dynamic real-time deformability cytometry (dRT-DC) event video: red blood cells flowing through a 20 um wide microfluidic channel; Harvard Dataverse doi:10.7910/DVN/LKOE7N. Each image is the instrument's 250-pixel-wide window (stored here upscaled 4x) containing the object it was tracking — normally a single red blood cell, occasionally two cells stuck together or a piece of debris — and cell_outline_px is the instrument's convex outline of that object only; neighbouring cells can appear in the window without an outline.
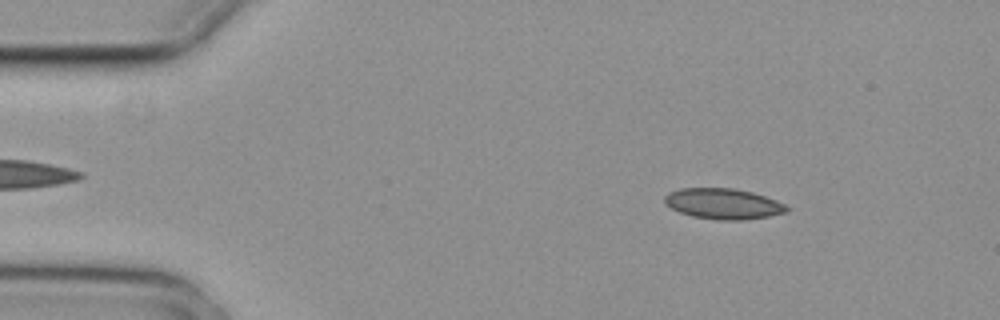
{"species": "common noctule bat (a hibernating species)", "species_latin": "Nyctalus noctula", "temperature_condition": "cold", "stored_images_in_passage": 4, "camera_frame_rate_fps": 3000, "um_per_image_px": 0.085, "animal": {"sex": "female", "body_mass_g": 29.2, "forearm_length_mm": 56.3}, "frame": {"image": 1, "passage_image": 2, "time_ms": 0.333, "image_size_px": [1000, 320], "cell_outline_px": [[788, 212], [768, 216], [744, 220], [720, 220], [692, 216], [680, 212], [664, 204], [664, 196], [668, 192], [680, 188], [736, 188], [752, 192], [776, 200], [784, 204], [788, 208]], "centroid_in_image_um": [61.45, 17.31], "position_along_channel_um": 23.5, "area_um2": 21.85}}
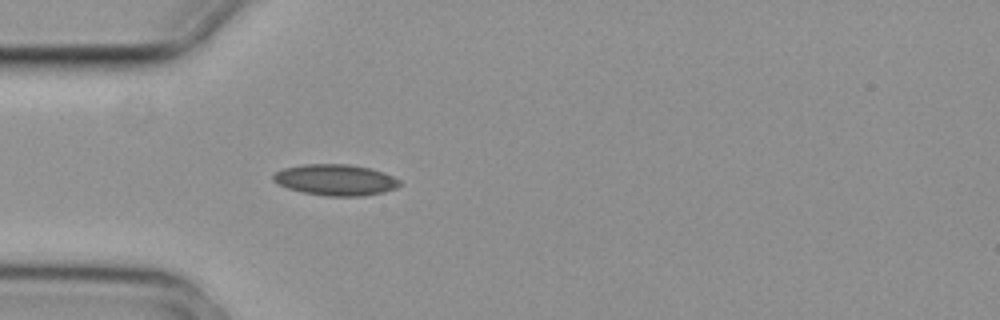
{"frame": {"image": 2, "passage_image": 4, "time_ms": 1.0, "image_size_px": [1000, 320], "cell_outline_px": [[400, 184], [396, 188], [384, 192], [364, 196], [328, 196], [304, 192], [288, 188], [272, 180], [272, 176], [276, 172], [284, 168], [304, 164], [348, 164], [372, 168], [384, 172], [400, 180]], "centroid_in_image_um": [28.55, 15.28], "position_along_channel_um": 56.5, "area_um2": 22.89}}